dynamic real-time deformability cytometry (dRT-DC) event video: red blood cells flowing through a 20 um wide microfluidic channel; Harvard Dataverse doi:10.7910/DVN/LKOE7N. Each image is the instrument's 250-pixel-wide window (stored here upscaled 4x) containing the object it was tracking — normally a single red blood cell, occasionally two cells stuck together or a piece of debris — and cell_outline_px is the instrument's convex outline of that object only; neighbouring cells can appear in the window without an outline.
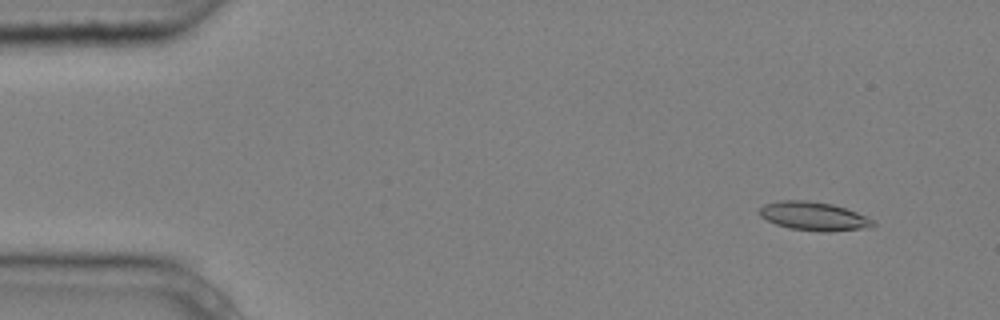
{"species": "common noctule bat (a hibernating species)", "species_latin": "Nyctalus noctula", "temperature_condition": "cold", "stored_images_in_passage": 4, "camera_frame_rate_fps": 3000, "um_per_image_px": 0.085, "animal": {"sex": "male", "body_mass_g": 20.4}, "frame": {"image": 1, "passage_image": 1, "time_ms": 0.0, "image_size_px": [1000, 320], "cell_outline_px": [[876, 224], [872, 228], [828, 232], [820, 232], [788, 228], [776, 224], [760, 216], [760, 208], [764, 204], [780, 200], [804, 200], [832, 204], [856, 212], [872, 220]], "centroid_in_image_um": [69.18, 18.39], "position_along_channel_um": 15.8, "area_um2": 18.96}}
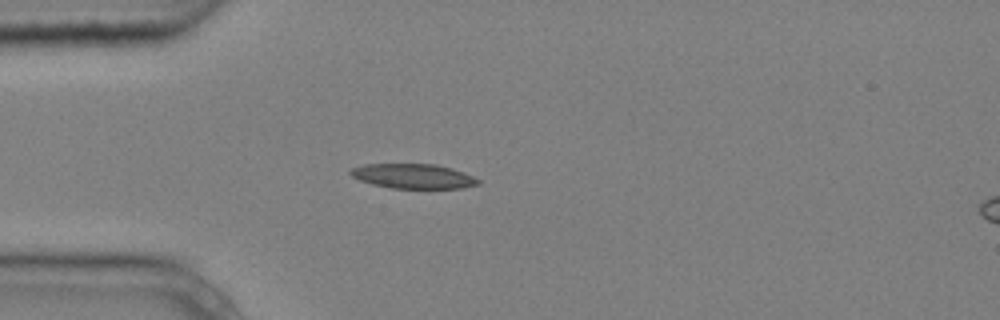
{"frame": {"image": 2, "passage_image": 4, "time_ms": 1.0, "image_size_px": [1000, 320], "cell_outline_px": [[480, 184], [460, 188], [392, 188], [372, 184], [360, 180], [352, 176], [348, 172], [352, 168], [364, 164], [436, 164], [452, 168], [464, 172], [480, 180]], "centroid_in_image_um": [35.13, 14.97], "position_along_channel_um": 49.9, "area_um2": 18.32}}